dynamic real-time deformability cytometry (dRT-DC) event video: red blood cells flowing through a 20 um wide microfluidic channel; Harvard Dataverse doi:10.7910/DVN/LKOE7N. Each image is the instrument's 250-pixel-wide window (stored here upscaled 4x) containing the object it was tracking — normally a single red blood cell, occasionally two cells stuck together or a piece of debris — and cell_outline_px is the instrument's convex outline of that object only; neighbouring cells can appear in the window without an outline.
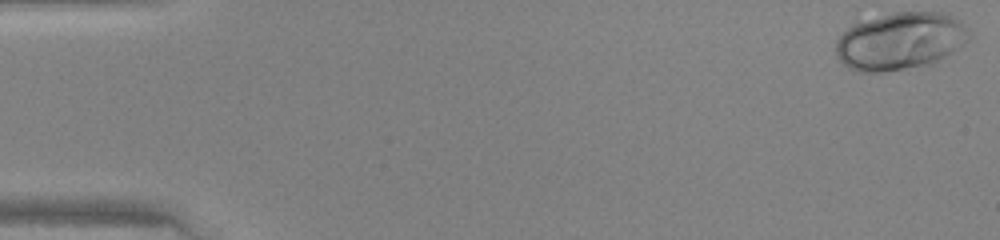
{"species": "human", "species_latin": "Homo sapiens", "temperature_condition": "warm", "stored_images_in_passage": 40, "camera_frame_rate_fps": 3000, "um_per_image_px": 0.085, "donor": {"sex": "female"}, "frame": {"image": 1, "passage_image": 1, "time_ms": 0.0, "image_size_px": [1000, 240], "cell_outline_px": [[972, 36], [964, 44], [952, 52], [932, 64], [884, 72], [856, 72], [848, 68], [836, 56], [836, 40], [856, 20], [892, 12], [948, 12], [960, 20]], "centroid_in_image_um": [76.5, 3.47], "position_along_channel_um": 8.5, "area_um2": 45.26}}
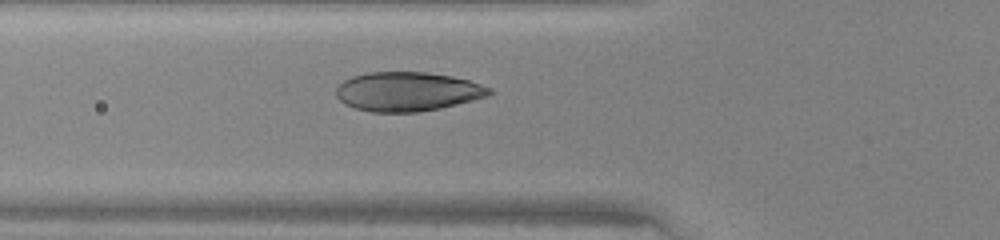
{"frame": {"image": 2, "passage_image": 17, "time_ms": 5.333, "image_size_px": [1000, 240], "cell_outline_px": [[496, 92], [488, 96], [440, 108], [416, 112], [372, 112], [356, 108], [344, 104], [336, 96], [336, 88], [344, 80], [352, 76], [368, 72], [424, 72], [452, 76], [468, 80], [492, 88]], "centroid_in_image_um": [34.64, 7.78], "position_along_channel_um": 91.2, "area_um2": 34.97}}
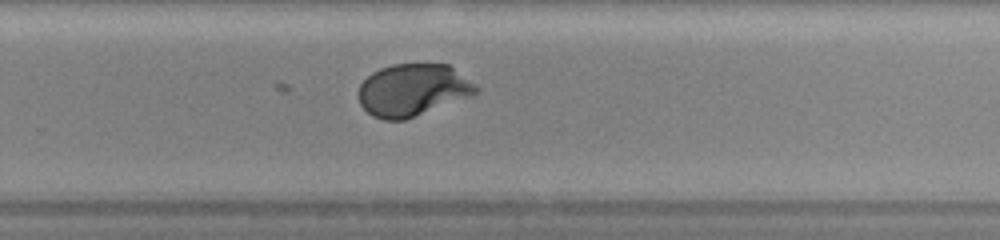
{"frame": {"image": 3, "passage_image": 31, "time_ms": 10.0, "image_size_px": [1000, 240], "cell_outline_px": [[480, 88], [472, 96], [404, 120], [384, 120], [372, 116], [360, 104], [356, 92], [360, 84], [372, 72], [380, 68], [392, 64], [448, 64], [476, 84]], "centroid_in_image_um": [35.06, 7.65], "position_along_channel_um": 294.7, "area_um2": 35.89}}